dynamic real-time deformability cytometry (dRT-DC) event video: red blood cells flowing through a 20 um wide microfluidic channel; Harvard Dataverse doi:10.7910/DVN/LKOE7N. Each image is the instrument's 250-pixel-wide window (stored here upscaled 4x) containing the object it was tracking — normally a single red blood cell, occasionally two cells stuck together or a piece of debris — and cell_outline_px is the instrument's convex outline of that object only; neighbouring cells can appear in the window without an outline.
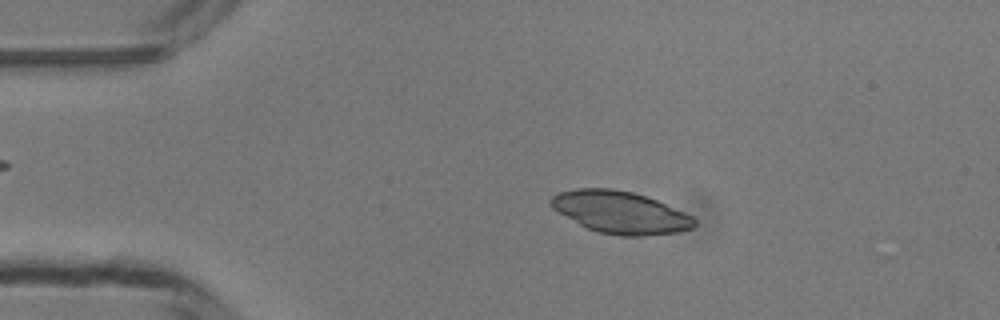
{"species": "common noctule bat (a hibernating species)", "species_latin": "Nyctalus noctula", "temperature_condition": "room temperature", "stored_images_in_passage": 47, "camera_frame_rate_fps": 3000, "um_per_image_px": 0.085, "animal": {"sex": "male", "body_mass_g": 13.3}, "frame": {"image": 1, "passage_image": 9, "time_ms": 2.667, "image_size_px": [1000, 320], "cell_outline_px": [[696, 224], [692, 228], [676, 232], [644, 236], [620, 236], [596, 232], [580, 224], [552, 208], [548, 204], [548, 200], [552, 196], [560, 192], [576, 188], [612, 188], [632, 192], [656, 200], [684, 212], [692, 216], [696, 220]], "centroid_in_image_um": [52.7, 18.05], "position_along_channel_um": 32.3, "area_um2": 35.14}}